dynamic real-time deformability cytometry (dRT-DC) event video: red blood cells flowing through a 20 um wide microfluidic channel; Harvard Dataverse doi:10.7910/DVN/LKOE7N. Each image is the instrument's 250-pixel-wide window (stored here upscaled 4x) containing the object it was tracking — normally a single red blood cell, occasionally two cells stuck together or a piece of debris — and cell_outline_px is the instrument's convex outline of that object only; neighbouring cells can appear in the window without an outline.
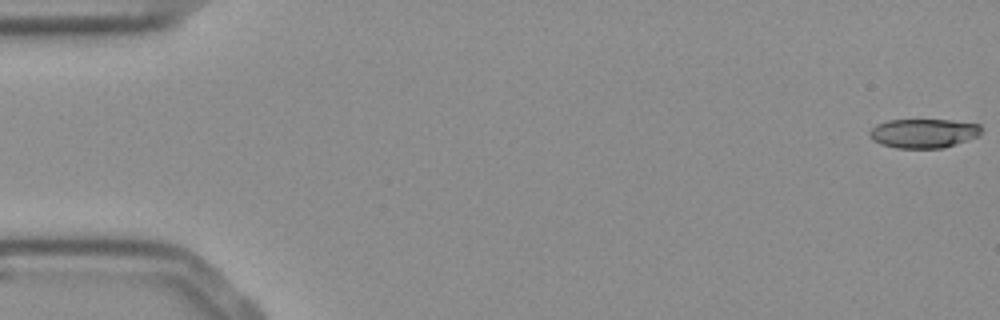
{"species": "Egyptian fruit bat (a non-hibernating species)", "species_latin": "Rousettus aegyptiacus", "temperature_condition": "cold", "stored_images_in_passage": 10, "camera_frame_rate_fps": 3000, "um_per_image_px": 0.085, "frame": {"image": 1, "passage_image": 1, "time_ms": 0.0, "image_size_px": [1000, 320], "cell_outline_px": [[984, 128], [980, 136], [944, 148], [896, 148], [880, 144], [872, 140], [868, 136], [868, 132], [876, 124], [888, 120], [952, 120], [980, 124]], "centroid_in_image_um": [78.52, 11.33], "position_along_channel_um": 6.5, "area_um2": 19.36}}